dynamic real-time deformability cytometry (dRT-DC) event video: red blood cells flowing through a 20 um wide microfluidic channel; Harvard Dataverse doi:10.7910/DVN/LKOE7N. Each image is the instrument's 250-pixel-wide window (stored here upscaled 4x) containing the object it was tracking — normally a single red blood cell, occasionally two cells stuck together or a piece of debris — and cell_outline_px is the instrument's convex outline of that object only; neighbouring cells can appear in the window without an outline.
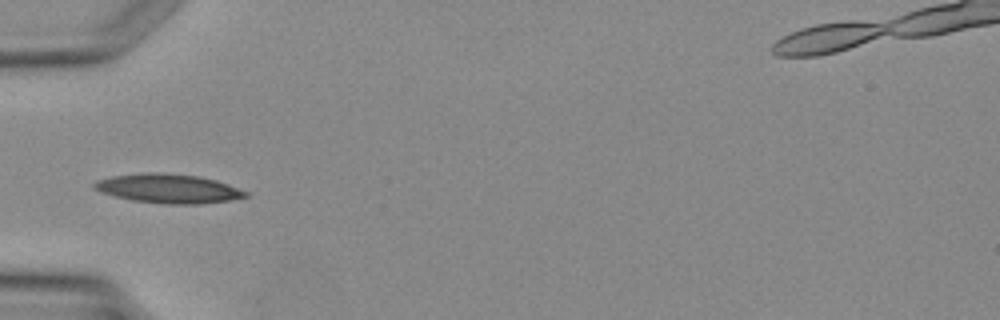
{"species": "Egyptian fruit bat (a non-hibernating species)", "species_latin": "Rousettus aegyptiacus", "temperature_condition": "warm", "stored_images_in_passage": 3, "camera_frame_rate_fps": 3000, "um_per_image_px": 0.085, "animal": {"sex": "female"}, "frame": {"image": 1, "passage_image": 3, "time_ms": 2.333, "image_size_px": [1000, 320], "cell_outline_px": [[248, 196], [228, 200], [200, 204], [164, 204], [132, 200], [116, 196], [92, 188], [92, 184], [96, 180], [112, 176], [144, 172], [156, 172], [200, 176], [216, 180], [228, 184], [248, 192]], "centroid_in_image_um": [14.3, 16.02], "position_along_channel_um": 70.7, "area_um2": 25.61}}